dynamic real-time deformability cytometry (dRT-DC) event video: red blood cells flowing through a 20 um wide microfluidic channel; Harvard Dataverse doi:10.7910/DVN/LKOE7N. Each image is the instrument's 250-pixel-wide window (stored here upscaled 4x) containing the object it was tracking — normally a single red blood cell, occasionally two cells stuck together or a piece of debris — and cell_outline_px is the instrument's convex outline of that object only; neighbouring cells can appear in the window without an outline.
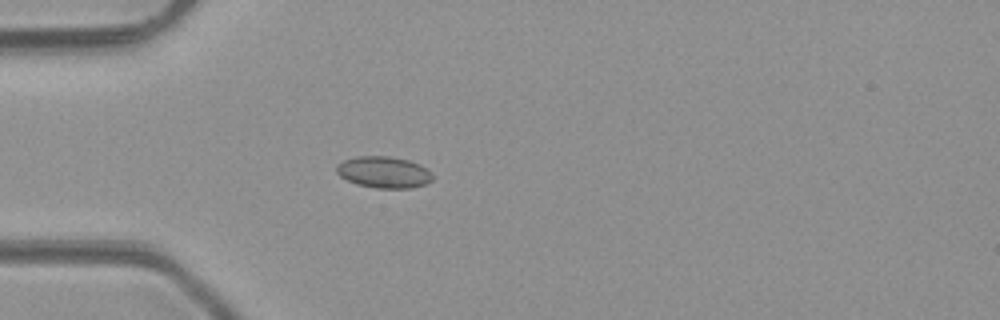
{"species": "common noctule bat (a hibernating species)", "species_latin": "Nyctalus noctula", "temperature_condition": "room temperature", "stored_images_in_passage": 3, "camera_frame_rate_fps": 3000, "um_per_image_px": 0.085, "animal": {"sex": "male", "body_mass_g": 23.1, "forearm_length_mm": 52.7}, "frame": {"image": 1, "passage_image": 3, "time_ms": 2.333, "image_size_px": [1000, 320], "cell_outline_px": [[432, 180], [424, 184], [412, 188], [376, 188], [356, 184], [340, 176], [336, 172], [336, 164], [344, 160], [356, 156], [388, 156], [408, 160], [420, 164], [428, 168], [432, 172]], "centroid_in_image_um": [32.62, 14.63], "position_along_channel_um": 52.4, "area_um2": 17.74}}